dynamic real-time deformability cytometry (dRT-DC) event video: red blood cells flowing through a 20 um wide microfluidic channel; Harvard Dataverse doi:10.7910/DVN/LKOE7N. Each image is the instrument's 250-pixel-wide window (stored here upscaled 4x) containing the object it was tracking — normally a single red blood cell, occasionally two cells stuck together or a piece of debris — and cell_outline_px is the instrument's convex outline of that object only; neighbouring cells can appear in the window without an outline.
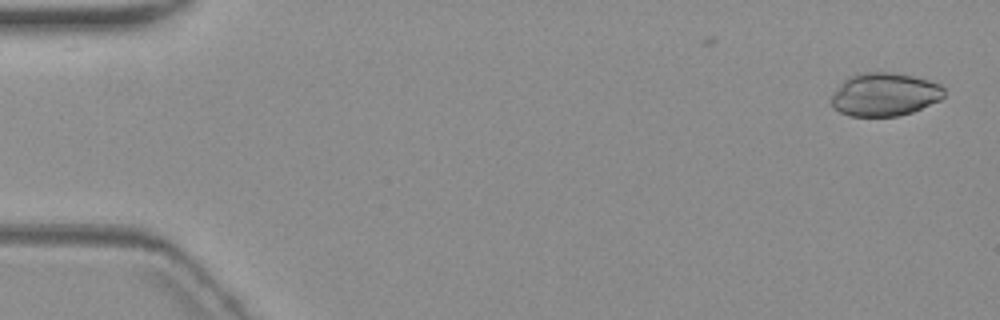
{"species": "common noctule bat (a hibernating species)", "species_latin": "Nyctalus noctula", "temperature_condition": "warm", "stored_images_in_passage": 8, "camera_frame_rate_fps": 3000, "um_per_image_px": 0.085, "animal": {"sex": "female", "body_mass_g": 19.3, "forearm_length_mm": 54.1}, "frame": {"image": 1, "passage_image": 1, "time_ms": 0.0, "image_size_px": [1000, 320], "cell_outline_px": [[944, 96], [940, 100], [912, 112], [896, 116], [848, 116], [832, 108], [832, 92], [848, 76], [864, 72], [888, 72], [912, 76], [928, 80], [940, 84], [944, 88]], "centroid_in_image_um": [75.17, 8.03], "position_along_channel_um": 9.8, "area_um2": 28.44}}
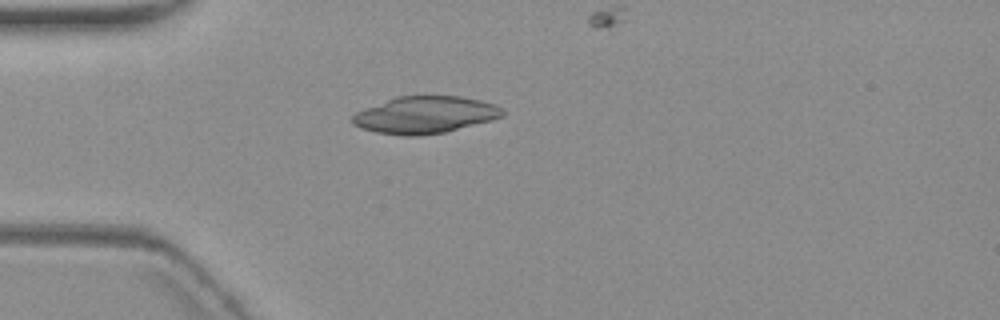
{"frame": {"image": 2, "passage_image": 5, "time_ms": 4.667, "image_size_px": [1000, 320], "cell_outline_px": [[504, 116], [492, 120], [444, 132], [416, 136], [404, 136], [376, 132], [360, 128], [352, 124], [352, 116], [356, 112], [396, 96], [460, 96], [480, 100], [496, 104], [504, 112]], "centroid_in_image_um": [36.12, 9.76], "position_along_channel_um": 48.9, "area_um2": 32.31}}